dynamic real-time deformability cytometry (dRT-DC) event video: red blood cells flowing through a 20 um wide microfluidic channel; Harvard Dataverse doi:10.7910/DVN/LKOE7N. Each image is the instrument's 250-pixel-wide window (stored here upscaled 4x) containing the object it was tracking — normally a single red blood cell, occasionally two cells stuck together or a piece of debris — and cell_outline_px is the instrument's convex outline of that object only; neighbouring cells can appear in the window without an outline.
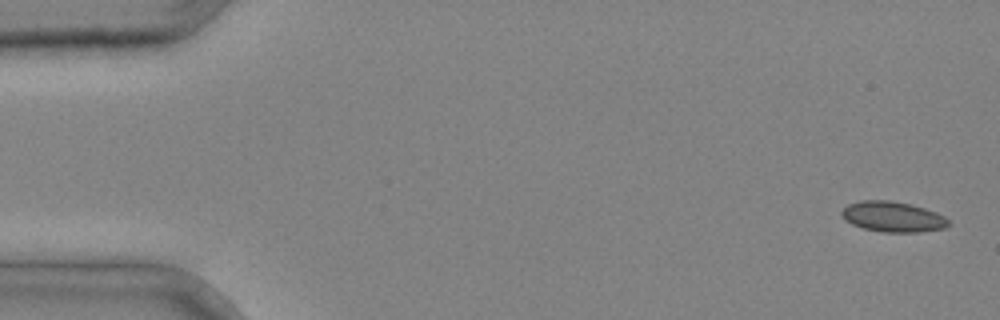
{"species": "common noctule bat (a hibernating species)", "species_latin": "Nyctalus noctula", "temperature_condition": "cold", "stored_images_in_passage": 4, "camera_frame_rate_fps": 3000, "um_per_image_px": 0.085, "animal": {"sex": "male", "body_mass_g": 20.4}, "frame": {"image": 1, "passage_image": 1, "time_ms": 0.0, "image_size_px": [1000, 320], "cell_outline_px": [[948, 224], [944, 228], [916, 232], [880, 232], [864, 228], [852, 224], [844, 220], [840, 212], [848, 204], [860, 200], [888, 200], [912, 204], [936, 212], [944, 216], [948, 220]], "centroid_in_image_um": [75.85, 18.41], "position_along_channel_um": 9.2, "area_um2": 18.9}}
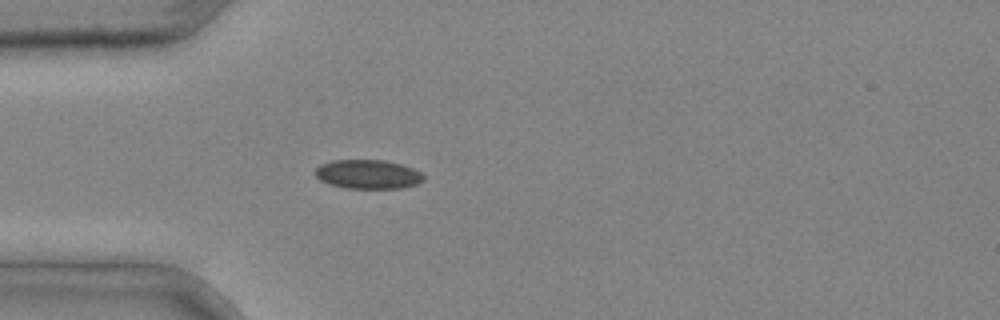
{"frame": {"image": 2, "passage_image": 4, "time_ms": 1.0, "image_size_px": [1000, 320], "cell_outline_px": [[424, 180], [416, 184], [404, 188], [344, 188], [328, 184], [320, 180], [312, 172], [320, 164], [332, 160], [384, 160], [400, 164], [412, 168], [420, 172], [424, 176]], "centroid_in_image_um": [31.23, 14.81], "position_along_channel_um": 53.8, "area_um2": 18.5}}